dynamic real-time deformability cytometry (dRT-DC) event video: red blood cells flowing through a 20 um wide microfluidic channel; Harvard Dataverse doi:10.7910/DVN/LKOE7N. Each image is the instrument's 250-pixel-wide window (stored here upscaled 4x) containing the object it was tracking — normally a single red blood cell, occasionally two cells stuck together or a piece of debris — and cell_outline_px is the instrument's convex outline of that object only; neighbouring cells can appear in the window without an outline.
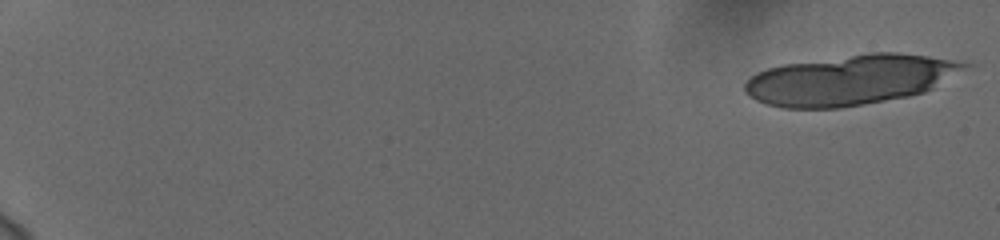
{"species": "human", "species_latin": "Homo sapiens", "temperature_condition": "cold", "stored_images_in_passage": 12, "camera_frame_rate_fps": 3000, "um_per_image_px": 0.085, "donor": {"sex": "female"}, "frame": {"image": 1, "passage_image": 1, "time_ms": 0.0, "image_size_px": [1000, 240], "cell_outline_px": [[972, 64], [932, 88], [924, 92], [908, 96], [840, 108], [784, 108], [764, 104], [748, 96], [744, 92], [744, 84], [752, 76], [768, 68], [784, 64], [868, 52], [896, 52], [928, 56]], "centroid_in_image_um": [72.21, 6.79], "position_along_channel_um": 12.8, "area_um2": 63.58}}